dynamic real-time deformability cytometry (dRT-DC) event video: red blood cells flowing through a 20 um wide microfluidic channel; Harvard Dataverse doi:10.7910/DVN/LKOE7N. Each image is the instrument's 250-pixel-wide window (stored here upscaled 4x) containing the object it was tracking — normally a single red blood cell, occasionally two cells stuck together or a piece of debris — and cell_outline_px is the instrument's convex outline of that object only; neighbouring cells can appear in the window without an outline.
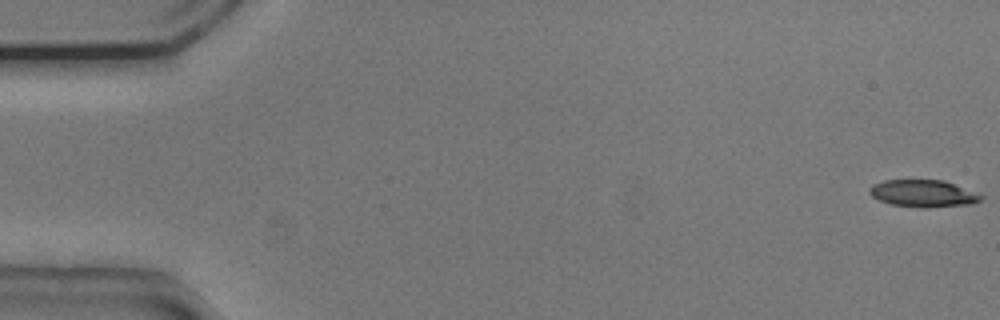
{"species": "common noctule bat (a hibernating species)", "species_latin": "Nyctalus noctula", "temperature_condition": "cold", "stored_images_in_passage": 54, "camera_frame_rate_fps": 3000, "um_per_image_px": 0.085, "animal": {"sex": "male", "body_mass_g": 20.5, "forearm_length_mm": 52.5}, "frame": {"image": 1, "passage_image": 1, "time_ms": 0.0, "image_size_px": [1000, 320], "cell_outline_px": [[984, 196], [980, 200], [968, 204], [928, 208], [920, 208], [892, 204], [880, 200], [872, 196], [868, 192], [868, 188], [872, 184], [884, 180], [944, 180]], "centroid_in_image_um": [78.42, 16.44], "position_along_channel_um": 6.6, "area_um2": 17.51}}
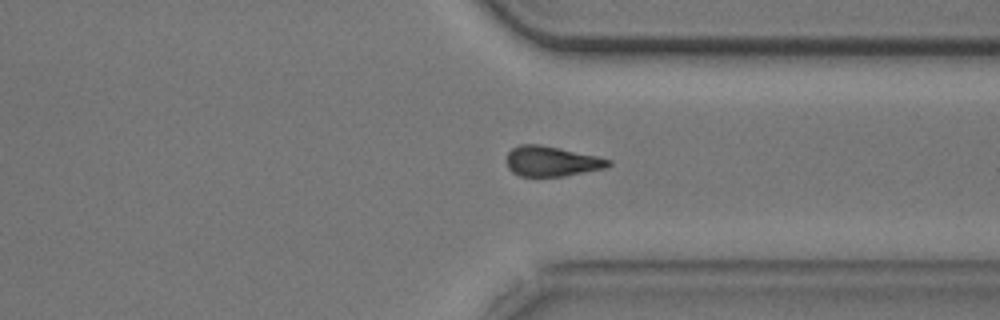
{"frame": {"image": 2, "passage_image": 41, "time_ms": 13.333, "image_size_px": [1000, 320], "cell_outline_px": [[612, 164], [604, 168], [564, 176], [520, 176], [512, 172], [508, 168], [508, 152], [512, 148], [520, 144], [540, 144], [560, 148], [596, 156], [612, 160]], "centroid_in_image_um": [46.89, 13.7], "position_along_channel_um": 364.5, "area_um2": 17.74}}
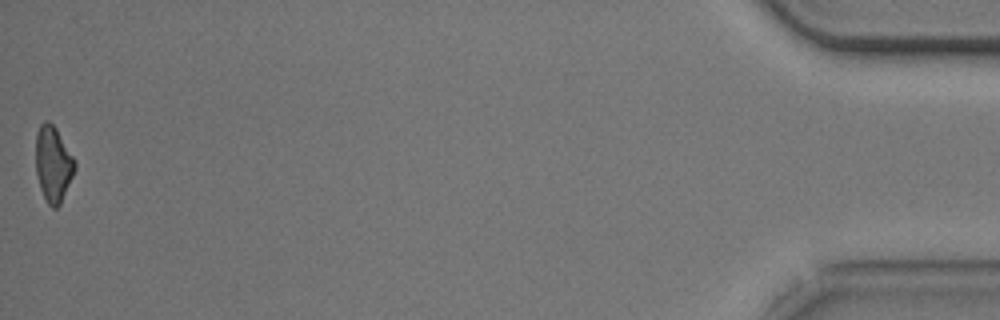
{"frame": {"image": 3, "passage_image": 54, "time_ms": 17.667, "image_size_px": [1000, 320], "cell_outline_px": [[76, 168], [60, 204], [56, 208], [52, 208], [48, 204], [40, 188], [36, 172], [36, 132], [40, 124], [44, 120], [48, 120], [56, 128], [76, 160]], "centroid_in_image_um": [4.52, 13.91], "position_along_channel_um": 430.7, "area_um2": 17.28}}